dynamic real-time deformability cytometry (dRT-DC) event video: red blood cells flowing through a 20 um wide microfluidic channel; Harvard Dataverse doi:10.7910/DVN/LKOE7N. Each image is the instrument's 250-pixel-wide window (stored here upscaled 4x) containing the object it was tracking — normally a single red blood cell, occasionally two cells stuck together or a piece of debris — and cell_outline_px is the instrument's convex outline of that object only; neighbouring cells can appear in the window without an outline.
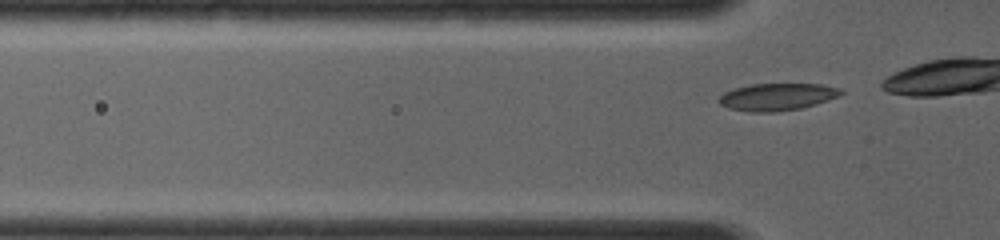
{"species": "common noctule bat (a hibernating species)", "species_latin": "Nyctalus noctula", "temperature_condition": "room temperature", "stored_images_in_passage": 3, "camera_frame_rate_fps": 4000, "um_per_image_px": 0.085, "animal": {"sex": "female", "body_mass_g": 19.0, "forearm_length_mm": 56.7}, "frame": {"image": 1, "passage_image": 3, "time_ms": 2.5, "image_size_px": [1000, 240], "cell_outline_px": [[844, 92], [840, 96], [816, 104], [800, 108], [776, 112], [752, 112], [728, 108], [720, 104], [716, 100], [724, 92], [732, 88], [752, 84], [820, 84], [840, 88]], "centroid_in_image_um": [66.04, 8.23], "position_along_channel_um": 59.8, "area_um2": 19.48}}